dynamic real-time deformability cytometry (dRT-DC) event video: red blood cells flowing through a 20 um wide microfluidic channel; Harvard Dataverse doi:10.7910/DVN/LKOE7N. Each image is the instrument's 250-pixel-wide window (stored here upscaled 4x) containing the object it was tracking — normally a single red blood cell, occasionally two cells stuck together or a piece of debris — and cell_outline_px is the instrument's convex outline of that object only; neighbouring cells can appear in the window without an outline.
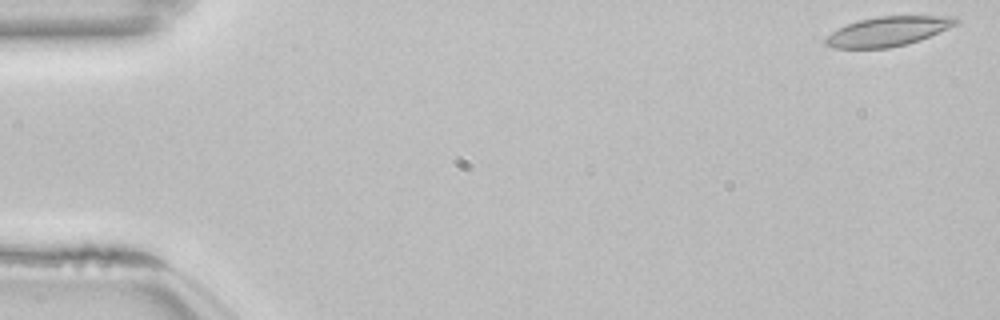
{"species": "common noctule bat (a hibernating species)", "species_latin": "Nyctalus noctula", "temperature_condition": "room temperature", "stored_images_in_passage": 53, "camera_frame_rate_fps": 3000, "um_per_image_px": 0.085, "animal": {"sex": "female", "body_mass_g": 22.7, "forearm_length_mm": 54.2}, "frame": {"image": 1, "passage_image": 1, "time_ms": 0.0, "image_size_px": [1000, 320], "cell_outline_px": [[960, 20], [956, 24], [948, 28], [920, 40], [908, 44], [888, 48], [832, 48], [824, 44], [824, 40], [832, 32], [848, 24], [860, 20], [876, 16], [956, 16]], "centroid_in_image_um": [75.49, 2.67], "position_along_channel_um": 9.5, "area_um2": 22.31}}
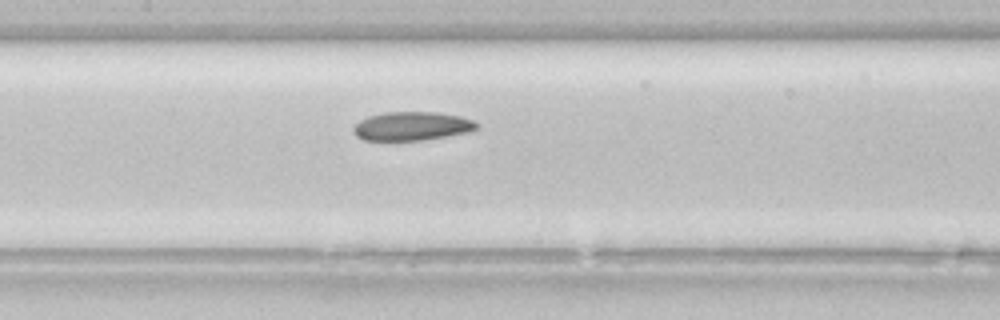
{"frame": {"image": 2, "passage_image": 25, "time_ms": 8.0, "image_size_px": [1000, 320], "cell_outline_px": [[480, 128], [472, 132], [420, 140], [364, 140], [356, 136], [352, 128], [360, 120], [368, 116], [384, 112], [436, 112], [460, 116], [472, 120], [480, 124]], "centroid_in_image_um": [35.05, 10.72], "position_along_channel_um": 172.3, "area_um2": 20.75}}
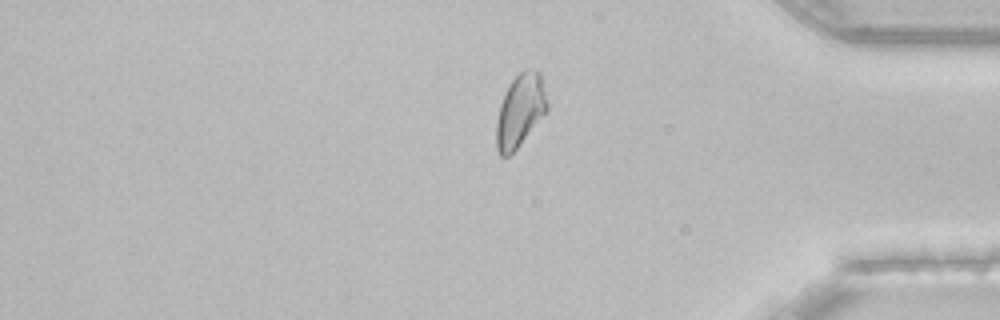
{"frame": {"image": 3, "passage_image": 44, "time_ms": 14.333, "image_size_px": [1000, 320], "cell_outline_px": [[548, 112], [516, 148], [508, 156], [500, 156], [496, 148], [496, 120], [500, 104], [512, 80], [524, 68], [528, 68], [540, 72], [548, 104]], "centroid_in_image_um": [44.22, 9.4], "position_along_channel_um": 391.0, "area_um2": 21.5}, "authors_computed_cell_mechanics": {"area_um2": 22.0218, "velocity_mm_per_s": 3.828, "shape_relaxation_time_tau1_ms": null, "shape_relaxation_time_tau2_ms": 4.6346, "deformation_change_tau1": null, "deformation_change_tau2": 0.1116}}